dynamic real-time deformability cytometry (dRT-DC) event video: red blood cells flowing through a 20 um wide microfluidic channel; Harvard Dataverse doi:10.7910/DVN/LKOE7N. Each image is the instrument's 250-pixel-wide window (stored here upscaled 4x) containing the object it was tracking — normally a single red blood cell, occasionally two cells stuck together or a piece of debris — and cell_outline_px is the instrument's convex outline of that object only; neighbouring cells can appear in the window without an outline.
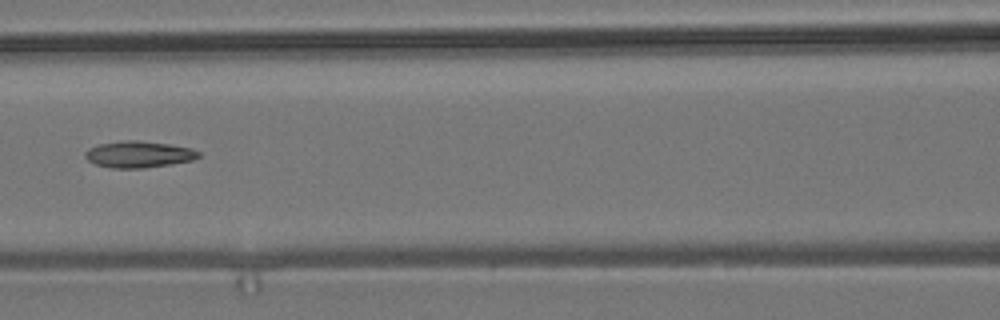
{"species": "common noctule bat (a hibernating species)", "species_latin": "Nyctalus noctula", "temperature_condition": "room temperature", "stored_images_in_passage": 6, "camera_frame_rate_fps": 3000, "um_per_image_px": 0.085, "animal": {"sex": "male", "body_mass_g": 19.2, "forearm_length_mm": 51.8}, "frame": {"image": 1, "passage_image": 5, "time_ms": 4.667, "image_size_px": [1000, 320], "cell_outline_px": [[200, 156], [192, 160], [144, 168], [112, 168], [96, 164], [88, 160], [84, 156], [84, 152], [88, 148], [100, 144], [124, 140], [136, 140], [168, 144], [192, 148], [200, 152]], "centroid_in_image_um": [11.77, 13.11], "position_along_channel_um": 154.8, "area_um2": 17.4}}
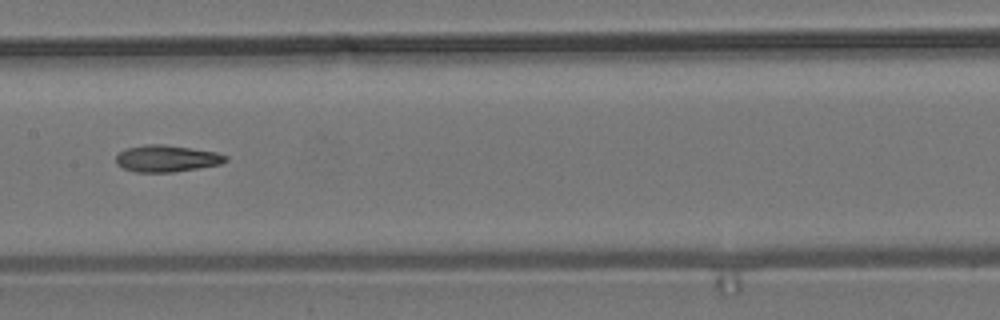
{"frame": {"image": 2, "passage_image": 6, "time_ms": 5.667, "image_size_px": [1000, 320], "cell_outline_px": [[228, 160], [220, 164], [172, 172], [136, 172], [124, 168], [116, 164], [116, 156], [124, 148], [144, 144], [164, 144], [192, 148], [216, 152], [228, 156]], "centroid_in_image_um": [14.15, 13.46], "position_along_channel_um": 193.3, "area_um2": 17.11}}